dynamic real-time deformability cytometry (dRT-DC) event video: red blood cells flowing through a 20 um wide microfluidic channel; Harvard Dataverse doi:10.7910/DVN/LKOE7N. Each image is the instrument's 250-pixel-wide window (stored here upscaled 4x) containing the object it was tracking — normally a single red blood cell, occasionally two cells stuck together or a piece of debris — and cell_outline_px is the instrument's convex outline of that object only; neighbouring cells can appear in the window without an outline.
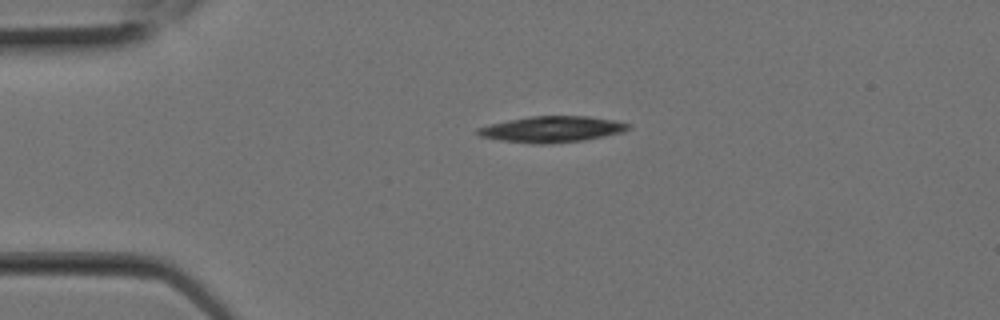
{"species": "Egyptian fruit bat (a non-hibernating species)", "species_latin": "Rousettus aegyptiacus", "temperature_condition": "room temperature", "stored_images_in_passage": 1, "camera_frame_rate_fps": 3000, "um_per_image_px": 0.085, "animal": {"sex": "female"}, "frame": {"image": 1, "passage_image": 1, "time_ms": 0.0, "image_size_px": [1000, 320], "cell_outline_px": [[632, 124], [624, 132], [584, 140], [544, 144], [536, 144], [500, 140], [480, 136], [476, 132], [476, 128], [488, 124], [528, 116], [588, 116], [616, 120]], "centroid_in_image_um": [46.91, 10.98], "position_along_channel_um": 38.1, "area_um2": 22.95}}